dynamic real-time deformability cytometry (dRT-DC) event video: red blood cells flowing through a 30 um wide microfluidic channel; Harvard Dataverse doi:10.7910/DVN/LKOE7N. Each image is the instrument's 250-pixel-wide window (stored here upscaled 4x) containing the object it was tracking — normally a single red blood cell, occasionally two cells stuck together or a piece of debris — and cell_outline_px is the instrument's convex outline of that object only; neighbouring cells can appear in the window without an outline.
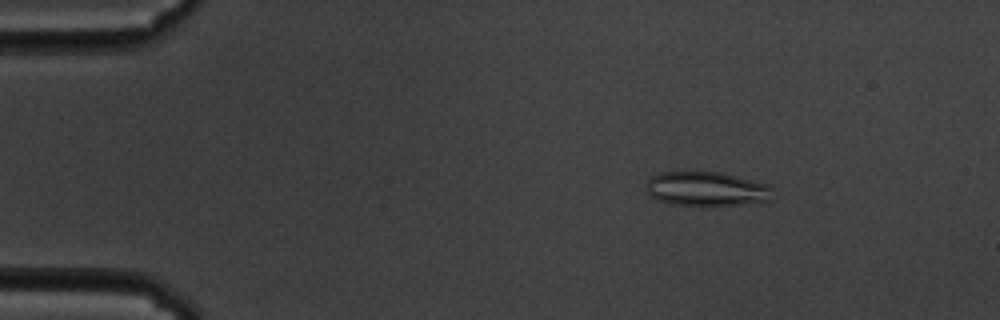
{"species": "common noctule bat (a hibernating species)", "species_latin": "Nyctalus noctula", "temperature_condition": "cold", "stored_images_in_passage": 54, "camera_frame_rate_fps": 3000, "um_per_image_px": 0.085, "animal": {"sex": "male", "body_mass_g": 19.5, "forearm_length_mm": 54.6}, "frame": {"image": 1, "passage_image": 5, "time_ms": 1.333, "image_size_px": [1000, 320], "cell_outline_px": [[772, 188], [768, 200], [740, 204], [672, 204], [660, 200], [652, 196], [648, 192], [644, 184], [652, 176], [660, 172], [720, 172], [768, 184]], "centroid_in_image_um": [60.01, 16.02], "position_along_channel_um": 25.0, "area_um2": 24.57}}
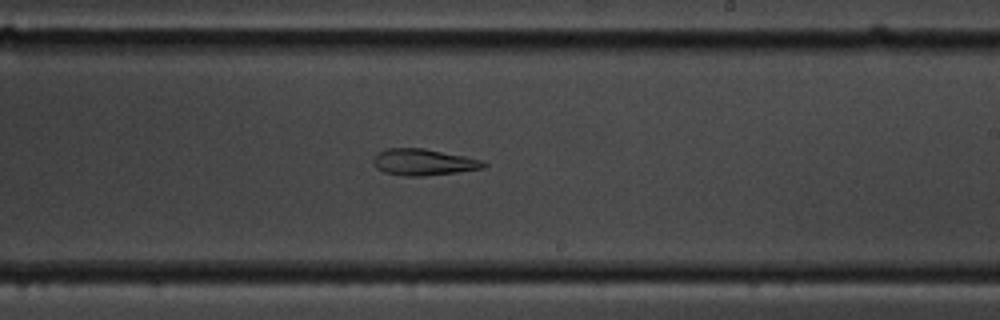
{"frame": {"image": 2, "passage_image": 31, "time_ms": 10.0, "image_size_px": [1000, 320], "cell_outline_px": [[488, 164], [484, 168], [456, 172], [424, 176], [404, 176], [384, 172], [376, 168], [372, 160], [384, 148], [424, 148], [484, 160]], "centroid_in_image_um": [36.01, 13.78], "position_along_channel_um": 253.0, "area_um2": 16.99}}
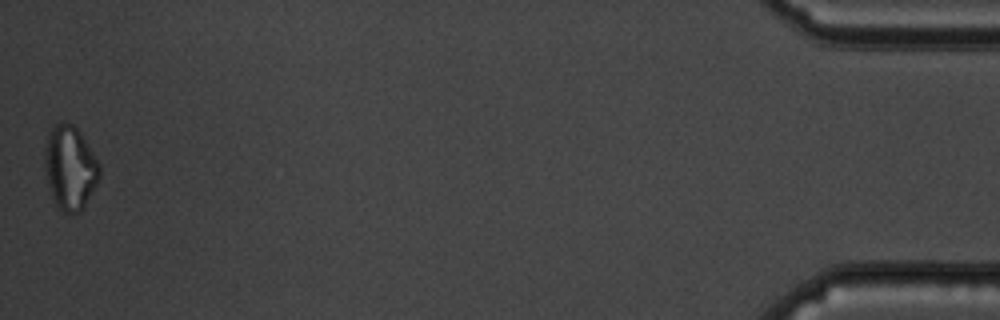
{"frame": {"image": 3, "passage_image": 54, "time_ms": 17.667, "image_size_px": [1000, 320], "cell_outline_px": [[100, 176], [96, 184], [80, 212], [64, 212], [56, 204], [52, 196], [48, 184], [44, 168], [44, 148], [48, 132], [52, 124], [72, 124], [80, 132], [100, 164]], "centroid_in_image_um": [5.93, 14.23], "position_along_channel_um": 429.3, "area_um2": 26.53}}